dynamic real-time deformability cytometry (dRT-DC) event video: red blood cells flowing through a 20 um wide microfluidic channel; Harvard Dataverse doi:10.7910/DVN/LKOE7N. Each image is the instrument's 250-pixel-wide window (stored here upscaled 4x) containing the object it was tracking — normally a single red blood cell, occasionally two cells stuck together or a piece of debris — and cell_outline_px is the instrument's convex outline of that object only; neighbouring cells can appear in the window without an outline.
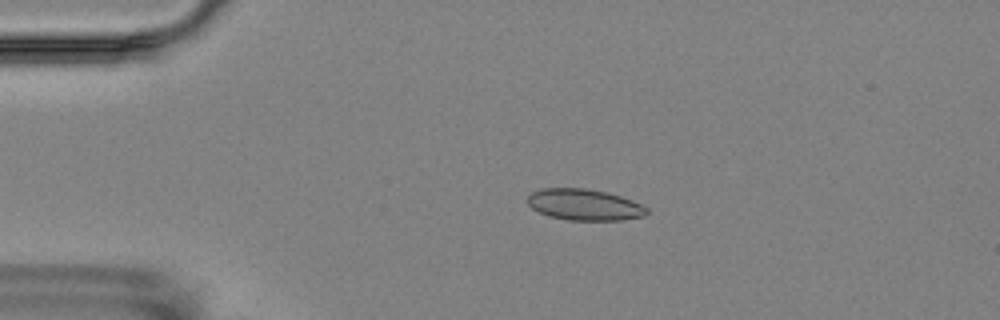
{"species": "Egyptian fruit bat (a non-hibernating species)", "species_latin": "Rousettus aegyptiacus", "temperature_condition": "room temperature", "stored_images_in_passage": 5, "camera_frame_rate_fps": 3000, "um_per_image_px": 0.085, "animal": {"sex": "female"}, "frame": {"image": 1, "passage_image": 3, "time_ms": 3.333, "image_size_px": [1000, 320], "cell_outline_px": [[648, 212], [644, 216], [620, 220], [568, 220], [548, 216], [532, 208], [528, 204], [528, 196], [532, 192], [540, 188], [584, 188], [608, 192], [632, 200], [648, 208]], "centroid_in_image_um": [49.67, 17.39], "position_along_channel_um": 35.3, "area_um2": 21.73}}